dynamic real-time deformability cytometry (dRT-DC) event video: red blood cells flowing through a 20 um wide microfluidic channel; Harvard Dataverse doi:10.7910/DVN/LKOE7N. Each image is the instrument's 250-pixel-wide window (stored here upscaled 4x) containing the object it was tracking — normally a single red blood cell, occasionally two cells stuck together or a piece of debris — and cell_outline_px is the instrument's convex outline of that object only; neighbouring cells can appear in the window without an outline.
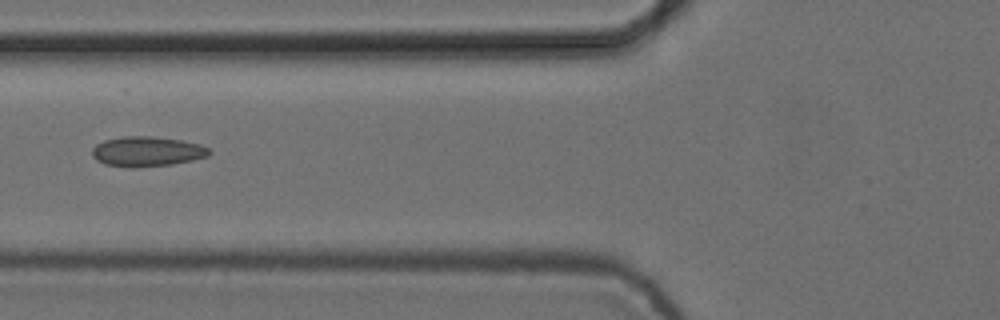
{"species": "common noctule bat (a hibernating species)", "species_latin": "Nyctalus noctula", "temperature_condition": "cold", "stored_images_in_passage": 8, "camera_frame_rate_fps": 3000, "um_per_image_px": 0.085, "animal": {"sex": "female", "body_mass_g": 24.6, "forearm_length_mm": 56.2}, "frame": {"image": 1, "passage_image": 6, "time_ms": 1.667, "image_size_px": [1000, 320], "cell_outline_px": [[212, 152], [208, 156], [192, 160], [172, 164], [132, 168], [128, 168], [104, 164], [96, 160], [92, 156], [92, 148], [96, 144], [104, 140], [124, 136], [152, 136], [180, 140], [200, 144], [208, 148]], "centroid_in_image_um": [12.47, 12.88], "position_along_channel_um": 113.3, "area_um2": 20.58}}
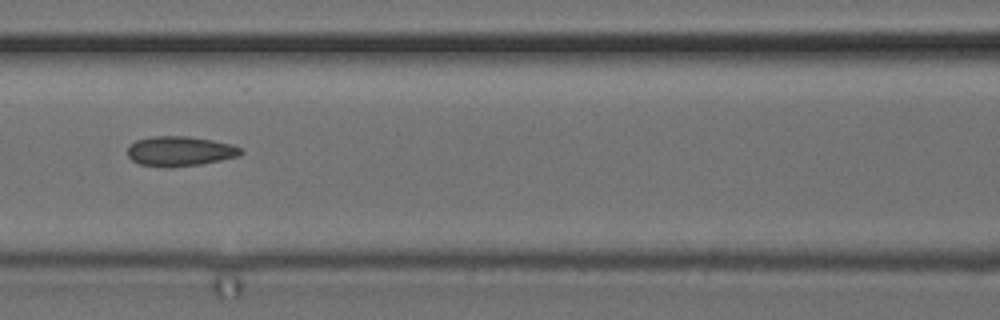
{"frame": {"image": 2, "passage_image": 7, "time_ms": 2.0, "image_size_px": [1000, 320], "cell_outline_px": [[244, 152], [240, 156], [200, 164], [168, 168], [164, 168], [140, 164], [132, 160], [128, 156], [128, 144], [136, 140], [152, 136], [188, 136], [212, 140], [232, 144], [240, 148]], "centroid_in_image_um": [15.28, 12.85], "position_along_channel_um": 151.3, "area_um2": 19.88}}
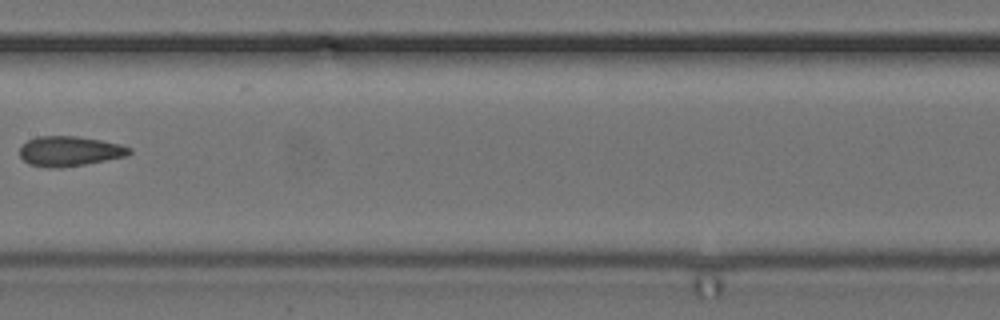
{"frame": {"image": 3, "passage_image": 8, "time_ms": 2.333, "image_size_px": [1000, 320], "cell_outline_px": [[132, 152], [128, 156], [84, 164], [60, 168], [52, 168], [28, 164], [20, 156], [20, 148], [28, 140], [36, 136], [76, 136], [100, 140], [120, 144], [132, 148]], "centroid_in_image_um": [5.93, 12.85], "position_along_channel_um": 201.5, "area_um2": 19.13}}